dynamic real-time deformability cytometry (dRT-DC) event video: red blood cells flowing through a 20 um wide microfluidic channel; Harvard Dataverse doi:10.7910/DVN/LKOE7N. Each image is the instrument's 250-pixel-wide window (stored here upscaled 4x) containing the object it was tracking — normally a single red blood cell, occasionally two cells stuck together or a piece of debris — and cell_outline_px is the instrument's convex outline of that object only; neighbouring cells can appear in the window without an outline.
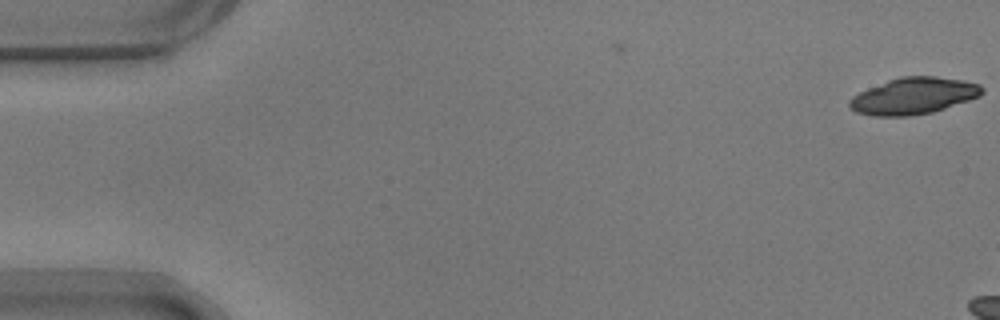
{"species": "common noctule bat (a hibernating species)", "species_latin": "Nyctalus noctula", "temperature_condition": "warm", "stored_images_in_passage": 4, "camera_frame_rate_fps": 3000, "um_per_image_px": 0.085, "animal": {"sex": "male", "body_mass_g": 17.9}, "frame": {"image": 1, "passage_image": 4, "time_ms": 1.0, "image_size_px": [1000, 320], "cell_outline_px": [[984, 92], [980, 96], [932, 112], [908, 116], [872, 116], [856, 112], [848, 108], [848, 100], [852, 96], [868, 88], [888, 80], [900, 76], [936, 76], [964, 80], [980, 84], [984, 88]], "centroid_in_image_um": [77.63, 8.15], "position_along_channel_um": 7.4, "area_um2": 28.38}}